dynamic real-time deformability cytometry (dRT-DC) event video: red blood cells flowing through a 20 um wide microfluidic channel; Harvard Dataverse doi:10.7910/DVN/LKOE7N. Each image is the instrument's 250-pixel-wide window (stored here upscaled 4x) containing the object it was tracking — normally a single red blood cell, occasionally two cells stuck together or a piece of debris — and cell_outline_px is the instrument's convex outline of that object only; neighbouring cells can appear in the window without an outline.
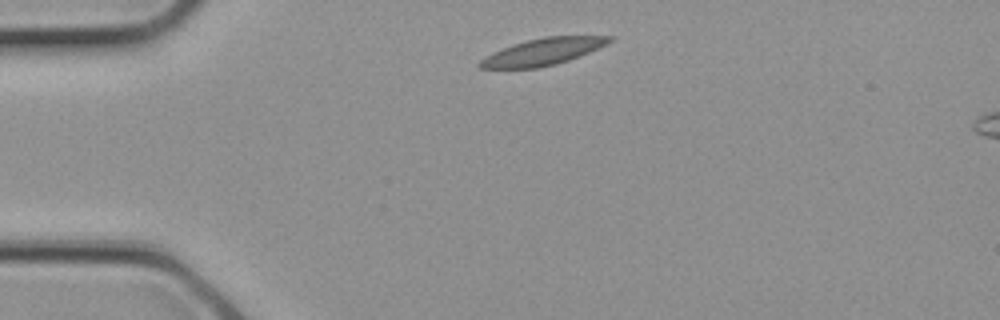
{"species": "common noctule bat (a hibernating species)", "species_latin": "Nyctalus noctula", "temperature_condition": "cold", "stored_images_in_passage": 2, "camera_frame_rate_fps": 3000, "um_per_image_px": 0.085, "animal": {"sex": "female", "body_mass_g": 21.9}, "frame": {"image": 1, "passage_image": 1, "time_ms": 0.0, "image_size_px": [1000, 320], "cell_outline_px": [[616, 36], [612, 40], [580, 56], [556, 64], [536, 68], [480, 68], [476, 64], [480, 60], [512, 44], [544, 36]], "centroid_in_image_um": [46.14, 4.4], "position_along_channel_um": 38.9, "area_um2": 19.77}}